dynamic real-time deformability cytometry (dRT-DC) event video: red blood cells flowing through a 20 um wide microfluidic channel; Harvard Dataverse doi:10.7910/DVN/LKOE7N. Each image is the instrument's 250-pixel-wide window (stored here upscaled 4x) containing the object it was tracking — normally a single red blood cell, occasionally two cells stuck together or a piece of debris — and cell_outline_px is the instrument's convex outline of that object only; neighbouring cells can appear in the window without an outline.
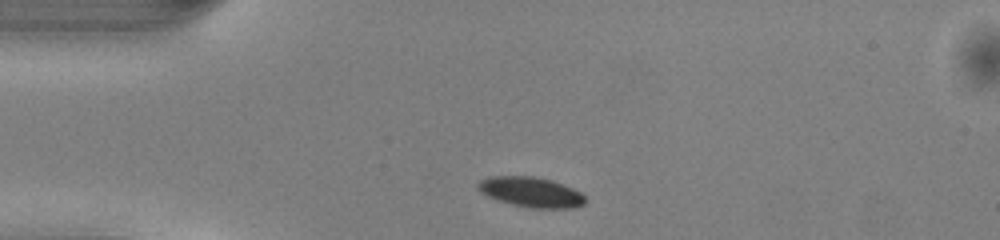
{"species": "common noctule bat (a hibernating species)", "species_latin": "Nyctalus noctula", "temperature_condition": "warm", "stored_images_in_passage": 39, "camera_frame_rate_fps": 3000, "um_per_image_px": 0.085, "animal": {"sex": "male", "body_mass_g": 13.0, "forearm_length_mm": 53.1}, "frame": {"image": 1, "passage_image": 1, "time_ms": 0.0, "image_size_px": [1000, 240], "cell_outline_px": [[584, 204], [572, 208], [532, 208], [512, 204], [496, 200], [480, 192], [476, 188], [476, 184], [480, 180], [488, 176], [532, 176], [552, 180], [572, 188], [580, 192], [584, 196]], "centroid_in_image_um": [45.08, 16.32], "position_along_channel_um": 39.9, "area_um2": 18.84}}
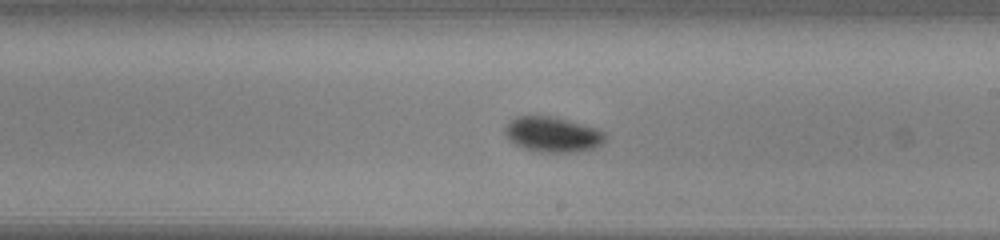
{"frame": {"image": 2, "passage_image": 18, "time_ms": 5.667, "image_size_px": [1000, 240], "cell_outline_px": [[608, 136], [600, 144], [592, 148], [576, 152], [540, 152], [524, 148], [508, 140], [504, 132], [504, 128], [512, 120], [520, 116], [552, 116], [568, 120], [596, 128], [604, 132]], "centroid_in_image_um": [46.97, 11.43], "position_along_channel_um": 242.0, "area_um2": 20.4}}
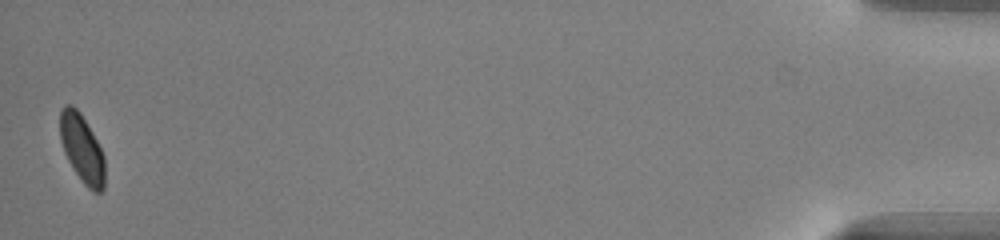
{"frame": {"image": 3, "passage_image": 39, "time_ms": 12.667, "image_size_px": [1000, 240], "cell_outline_px": [[104, 188], [100, 192], [92, 192], [84, 184], [68, 160], [64, 152], [60, 140], [60, 108], [64, 104], [72, 104], [80, 112], [92, 132], [104, 156]], "centroid_in_image_um": [6.95, 12.6], "position_along_channel_um": 428.3, "area_um2": 17.69}, "authors_computed_cell_mechanics": {"area_um2": 19.363, "velocity_mm_per_s": 4.0607, "shape_relaxation_time_tau1_ms": 3.032, "shape_relaxation_time_tau2_ms": null, "deformation_change_tau1": 0.1038, "deformation_change_tau2": null}}